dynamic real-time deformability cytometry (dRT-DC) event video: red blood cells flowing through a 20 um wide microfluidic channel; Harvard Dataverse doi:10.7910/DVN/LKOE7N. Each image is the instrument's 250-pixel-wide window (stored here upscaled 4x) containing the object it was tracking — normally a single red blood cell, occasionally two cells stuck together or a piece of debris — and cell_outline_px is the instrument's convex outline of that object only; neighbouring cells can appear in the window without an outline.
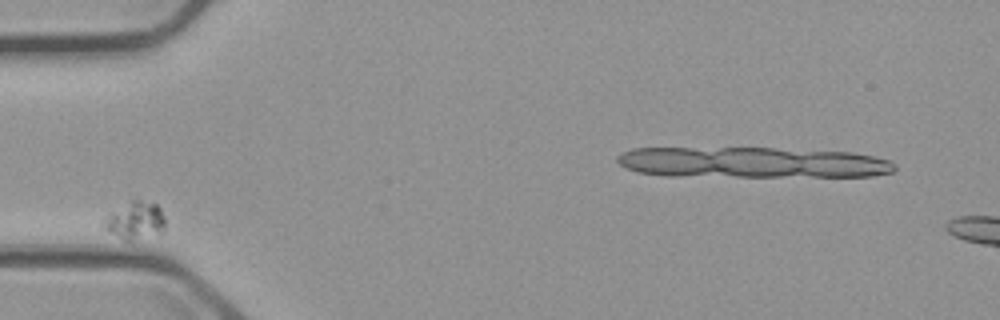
{"species": "common noctule bat (a hibernating species)", "species_latin": "Nyctalus noctula", "temperature_condition": "cold", "stored_images_in_passage": 5, "segment_of_instrument_passage": [1, 2], "camera_frame_rate_fps": 3000, "um_per_image_px": 0.085, "animal": {"sex": "male", "body_mass_g": 23.1, "forearm_length_mm": 52.7}, "frame": {"image": 1, "passage_image": 2, "time_ms": 1.0, "image_size_px": [1000, 320], "cell_outline_px": [[164, 232], [132, 240], [124, 240], [100, 228], [100, 220], [108, 212], [136, 196], [156, 204], [160, 208], [164, 220]], "centroid_in_image_um": [11.39, 18.69], "position_along_channel_um": 73.6, "area_um2": 14.22}}
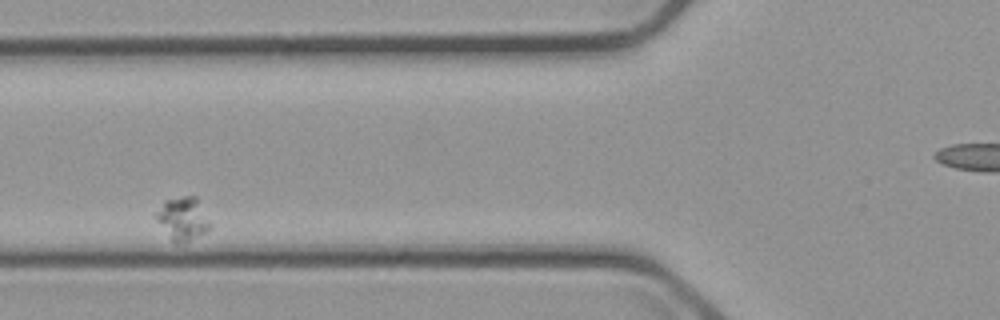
{"frame": {"image": 2, "passage_image": 3, "time_ms": 2.333, "image_size_px": [1000, 320], "cell_outline_px": [[212, 228], [208, 232], [188, 240], [172, 240], [156, 220], [156, 212], [164, 200], [184, 196], [196, 196], [212, 224]], "centroid_in_image_um": [15.58, 18.54], "position_along_channel_um": 110.2, "area_um2": 13.29}}